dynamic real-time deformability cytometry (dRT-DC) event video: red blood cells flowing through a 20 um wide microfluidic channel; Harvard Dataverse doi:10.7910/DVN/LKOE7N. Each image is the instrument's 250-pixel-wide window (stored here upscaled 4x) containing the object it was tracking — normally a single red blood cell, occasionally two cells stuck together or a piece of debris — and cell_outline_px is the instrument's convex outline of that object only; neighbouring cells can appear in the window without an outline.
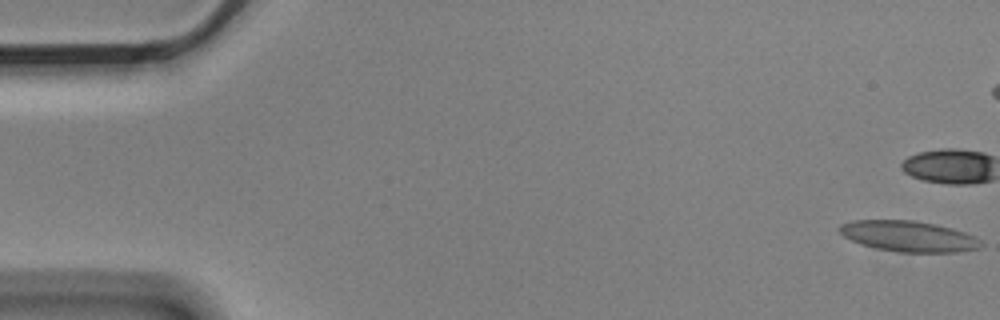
{"species": "Egyptian fruit bat (a non-hibernating species)", "species_latin": "Rousettus aegyptiacus", "temperature_condition": "cold", "stored_images_in_passage": 5, "camera_frame_rate_fps": 3000, "um_per_image_px": 0.085, "animal": {"sex": "male"}, "frame": {"image": 1, "passage_image": 1, "time_ms": 0.0, "image_size_px": [1000, 320], "cell_outline_px": [[984, 244], [980, 248], [956, 252], [896, 252], [876, 248], [860, 244], [844, 236], [836, 228], [840, 224], [852, 220], [916, 220], [952, 228], [964, 232], [980, 240]], "centroid_in_image_um": [77.2, 20.08], "position_along_channel_um": 7.8, "area_um2": 25.43}}
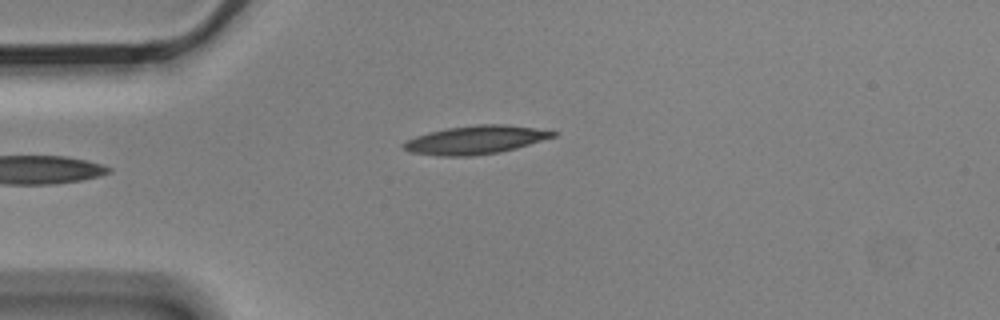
{"frame": {"image": 2, "passage_image": 5, "time_ms": 1.333, "image_size_px": [1000, 320], "cell_outline_px": [[556, 136], [516, 148], [500, 152], [472, 156], [436, 156], [408, 152], [400, 144], [416, 136], [428, 132], [448, 128], [476, 124], [508, 124], [556, 132]], "centroid_in_image_um": [40.37, 11.9], "position_along_channel_um": 44.6, "area_um2": 24.68}}